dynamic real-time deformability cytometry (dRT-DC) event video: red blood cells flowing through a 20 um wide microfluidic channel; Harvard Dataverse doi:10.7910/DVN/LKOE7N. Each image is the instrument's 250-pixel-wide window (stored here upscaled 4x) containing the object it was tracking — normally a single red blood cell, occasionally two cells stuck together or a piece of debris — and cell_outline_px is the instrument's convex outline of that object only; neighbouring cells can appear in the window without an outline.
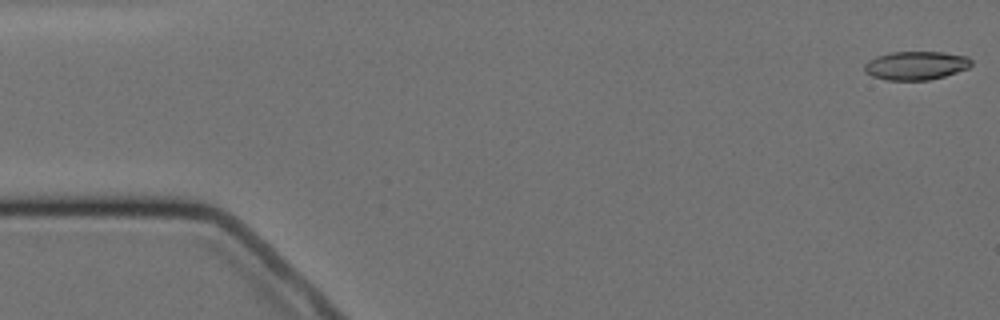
{"species": "Egyptian fruit bat (a non-hibernating species)", "species_latin": "Rousettus aegyptiacus", "temperature_condition": "cold", "stored_images_in_passage": 5, "camera_frame_rate_fps": 3000, "um_per_image_px": 0.085, "animal": {"sex": "female"}, "frame": {"image": 1, "passage_image": 1, "time_ms": 0.0, "image_size_px": [1000, 320], "cell_outline_px": [[972, 64], [968, 68], [944, 76], [928, 80], [888, 80], [872, 76], [864, 72], [864, 64], [868, 60], [876, 56], [888, 52], [944, 52], [968, 56], [972, 60]], "centroid_in_image_um": [77.84, 5.56], "position_along_channel_um": 7.2, "area_um2": 17.92}}
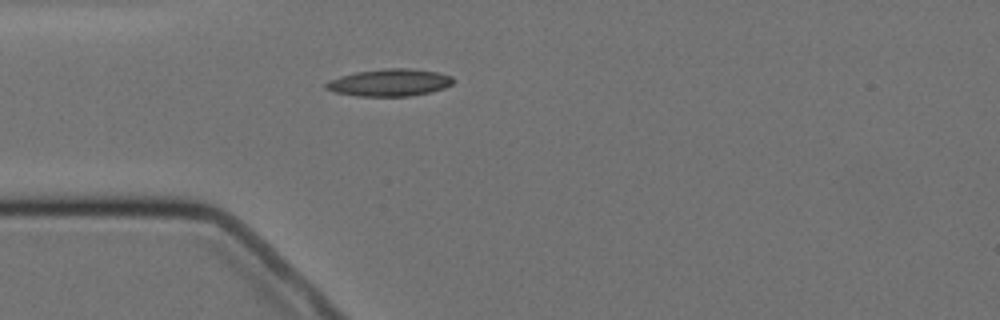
{"frame": {"image": 2, "passage_image": 5, "time_ms": 4.667, "image_size_px": [1000, 320], "cell_outline_px": [[452, 84], [444, 88], [428, 92], [408, 96], [356, 96], [336, 92], [324, 88], [324, 84], [328, 80], [340, 76], [356, 72], [384, 68], [408, 68], [436, 72], [452, 76]], "centroid_in_image_um": [33.06, 7.01], "position_along_channel_um": 51.9, "area_um2": 20.06}}